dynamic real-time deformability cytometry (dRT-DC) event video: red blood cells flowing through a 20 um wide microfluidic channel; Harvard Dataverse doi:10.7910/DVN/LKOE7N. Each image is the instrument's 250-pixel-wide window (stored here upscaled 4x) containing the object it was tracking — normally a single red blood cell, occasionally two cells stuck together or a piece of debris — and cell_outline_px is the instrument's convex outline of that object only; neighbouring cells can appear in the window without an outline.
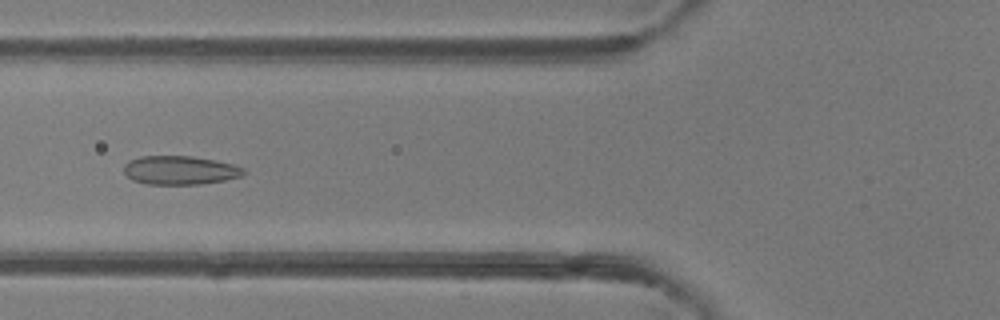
{"species": "common noctule bat (a hibernating species)", "species_latin": "Nyctalus noctula", "temperature_condition": "room temperature", "stored_images_in_passage": 41, "camera_frame_rate_fps": 3000, "um_per_image_px": 0.085, "animal": {"sex": "female"}, "frame": {"image": 1, "passage_image": 18, "time_ms": 5.667, "image_size_px": [1000, 320], "cell_outline_px": [[248, 172], [240, 176], [224, 180], [200, 184], [148, 184], [132, 180], [124, 172], [124, 164], [128, 160], [140, 156], [192, 156], [216, 160], [232, 164], [244, 168]], "centroid_in_image_um": [15.29, 14.46], "position_along_channel_um": 110.5, "area_um2": 20.11}}
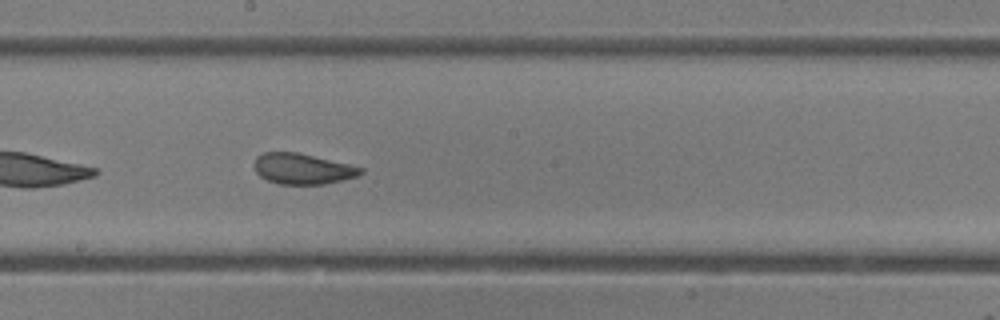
{"frame": {"image": 2, "passage_image": 26, "time_ms": 8.333, "image_size_px": [1000, 320], "cell_outline_px": [[364, 172], [356, 176], [324, 184], [280, 184], [268, 180], [260, 176], [256, 172], [256, 156], [264, 152], [296, 152], [348, 164], [364, 168]], "centroid_in_image_um": [25.71, 14.35], "position_along_channel_um": 222.5, "area_um2": 18.67}}
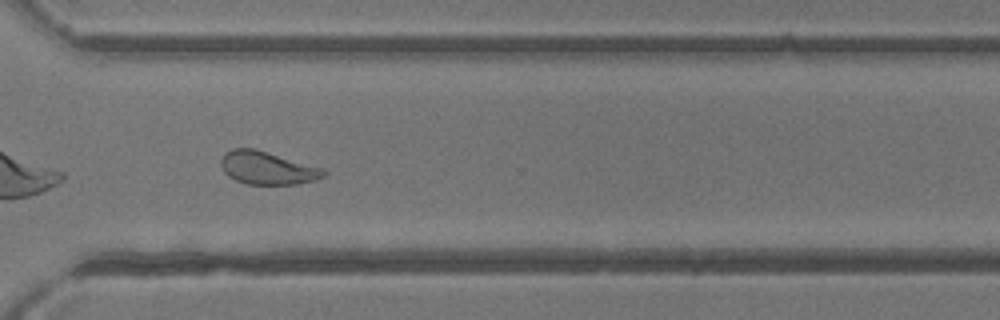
{"frame": {"image": 3, "passage_image": 35, "time_ms": 11.333, "image_size_px": [1000, 320], "cell_outline_px": [[328, 172], [324, 176], [316, 180], [296, 184], [248, 184], [236, 180], [228, 176], [224, 172], [220, 164], [220, 160], [224, 152], [232, 148], [256, 148], [324, 168]], "centroid_in_image_um": [22.73, 14.26], "position_along_channel_um": 347.9, "area_um2": 20.0}, "authors_computed_cell_mechanics": {"area_um2": 20.519, "velocity_mm_per_s": 4.184, "shape_relaxation_time_tau1_ms": 4.5498, "shape_relaxation_time_tau2_ms": 0.9002, "deformation_change_tau1": 0.121, "deformation_change_tau2": 0.0618}}